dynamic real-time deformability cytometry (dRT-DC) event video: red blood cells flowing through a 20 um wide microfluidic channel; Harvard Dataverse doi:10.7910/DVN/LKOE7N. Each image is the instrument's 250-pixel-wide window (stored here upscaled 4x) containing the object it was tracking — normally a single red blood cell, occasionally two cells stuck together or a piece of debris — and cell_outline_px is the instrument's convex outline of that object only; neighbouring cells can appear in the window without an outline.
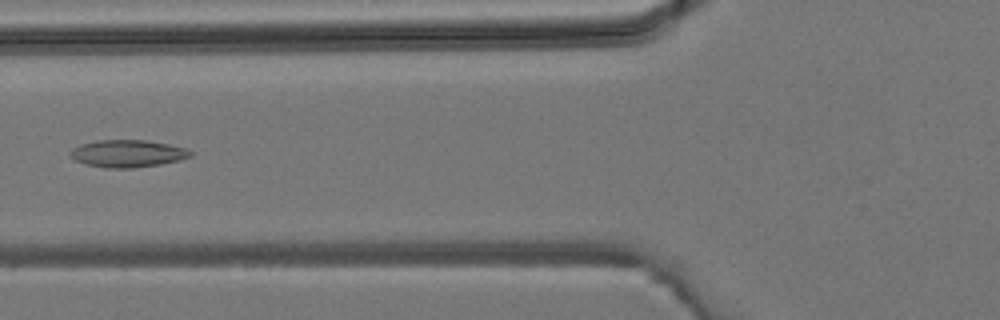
{"species": "common noctule bat (a hibernating species)", "species_latin": "Nyctalus noctula", "temperature_condition": "room temperature", "stored_images_in_passage": 31, "camera_frame_rate_fps": 3000, "um_per_image_px": 0.085, "animal": {"sex": "male", "body_mass_g": 19.2, "forearm_length_mm": 51.8}, "frame": {"image": 1, "passage_image": 10, "time_ms": 3.0, "image_size_px": [1000, 320], "cell_outline_px": [[192, 156], [180, 160], [160, 164], [132, 168], [104, 168], [84, 164], [76, 160], [68, 152], [72, 148], [80, 144], [96, 140], [144, 140], [168, 144], [188, 148], [192, 152]], "centroid_in_image_um": [10.84, 13.05], "position_along_channel_um": 115.0, "area_um2": 19.25}}
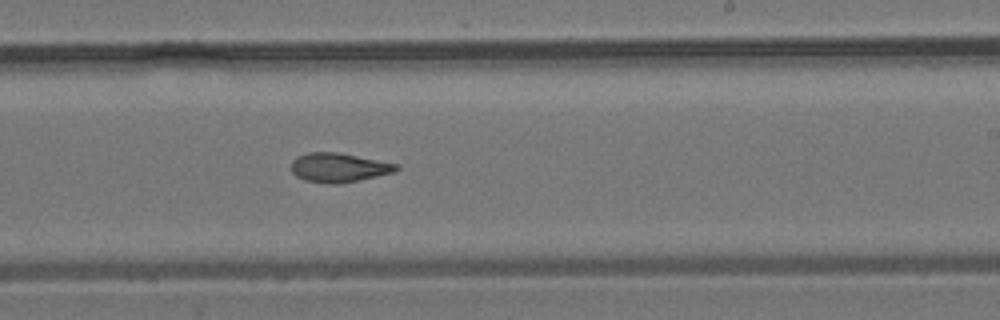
{"frame": {"image": 2, "passage_image": 19, "time_ms": 6.0, "image_size_px": [1000, 320], "cell_outline_px": [[400, 168], [396, 172], [360, 180], [340, 184], [328, 184], [304, 180], [296, 176], [292, 172], [292, 160], [296, 156], [308, 152], [336, 152], [396, 164]], "centroid_in_image_um": [28.77, 14.26], "position_along_channel_um": 260.2, "area_um2": 17.86}}
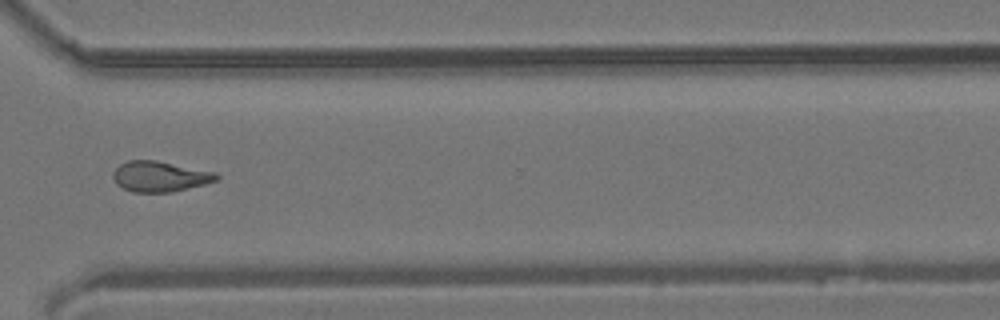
{"frame": {"image": 3, "passage_image": 25, "time_ms": 8.0, "image_size_px": [1000, 320], "cell_outline_px": [[220, 176], [216, 180], [204, 184], [172, 192], [132, 192], [120, 188], [116, 184], [112, 176], [112, 172], [120, 164], [128, 160], [156, 160], [216, 172]], "centroid_in_image_um": [13.55, 15.0], "position_along_channel_um": 357.0, "area_um2": 18.5}}